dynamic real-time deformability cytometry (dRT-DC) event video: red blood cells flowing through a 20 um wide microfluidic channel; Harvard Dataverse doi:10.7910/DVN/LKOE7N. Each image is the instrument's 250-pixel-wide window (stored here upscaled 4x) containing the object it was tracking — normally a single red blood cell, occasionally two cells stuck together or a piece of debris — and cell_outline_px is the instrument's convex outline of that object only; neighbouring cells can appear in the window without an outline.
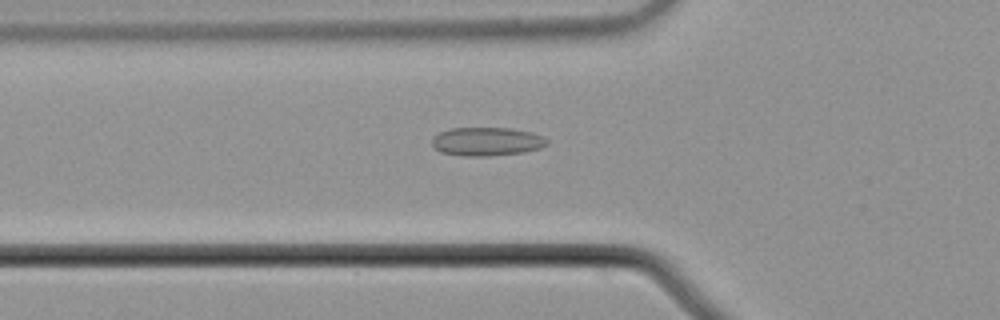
{"species": "common noctule bat (a hibernating species)", "species_latin": "Nyctalus noctula", "temperature_condition": "cold", "stored_images_in_passage": 56, "camera_frame_rate_fps": 3000, "um_per_image_px": 0.085, "animal": {"sex": "male", "body_mass_g": 21.5, "forearm_length_mm": 52.0}, "frame": {"image": 1, "passage_image": 20, "time_ms": 6.333, "image_size_px": [1000, 320], "cell_outline_px": [[548, 144], [540, 148], [524, 152], [488, 156], [464, 156], [440, 152], [432, 144], [432, 140], [440, 132], [448, 128], [512, 128], [532, 132], [548, 140]], "centroid_in_image_um": [41.38, 12.03], "position_along_channel_um": 84.4, "area_um2": 19.07}}
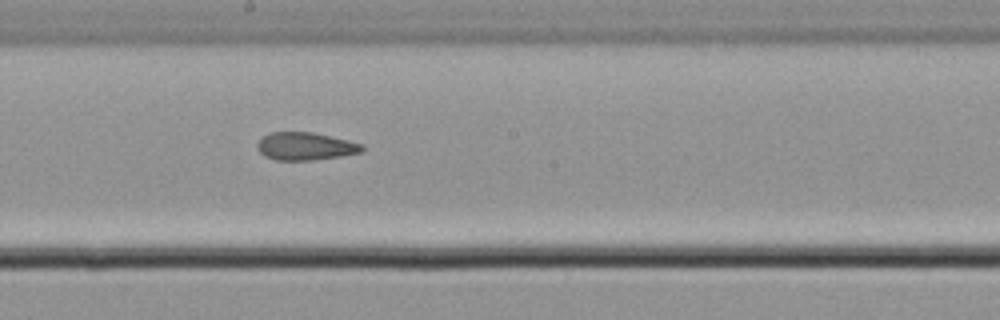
{"frame": {"image": 2, "passage_image": 31, "time_ms": 10.0, "image_size_px": [1000, 320], "cell_outline_px": [[364, 148], [360, 152], [340, 156], [312, 160], [276, 160], [264, 156], [256, 148], [256, 144], [264, 136], [272, 132], [312, 132], [348, 140], [364, 144]], "centroid_in_image_um": [25.94, 12.43], "position_along_channel_um": 222.3, "area_um2": 16.88}}
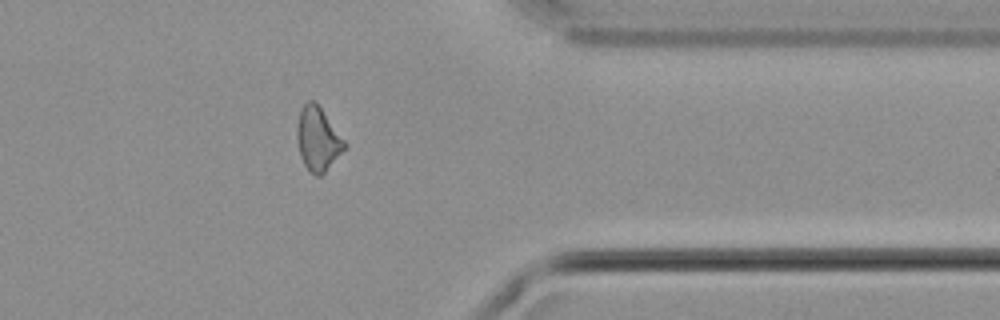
{"frame": {"image": 3, "passage_image": 45, "time_ms": 14.667, "image_size_px": [1000, 320], "cell_outline_px": [[348, 144], [324, 172], [320, 176], [316, 176], [304, 164], [300, 156], [296, 136], [296, 128], [300, 112], [304, 104], [308, 100], [312, 100], [320, 108]], "centroid_in_image_um": [27.0, 11.81], "position_along_channel_um": 384.4, "area_um2": 17.17}, "authors_computed_cell_mechanics": {"area_um2": 18.0336, "velocity_mm_per_s": 3.7567, "shape_relaxation_time_tau1_ms": null, "shape_relaxation_time_tau2_ms": 4.4224, "deformation_change_tau1": null, "deformation_change_tau2": 0.1268}}